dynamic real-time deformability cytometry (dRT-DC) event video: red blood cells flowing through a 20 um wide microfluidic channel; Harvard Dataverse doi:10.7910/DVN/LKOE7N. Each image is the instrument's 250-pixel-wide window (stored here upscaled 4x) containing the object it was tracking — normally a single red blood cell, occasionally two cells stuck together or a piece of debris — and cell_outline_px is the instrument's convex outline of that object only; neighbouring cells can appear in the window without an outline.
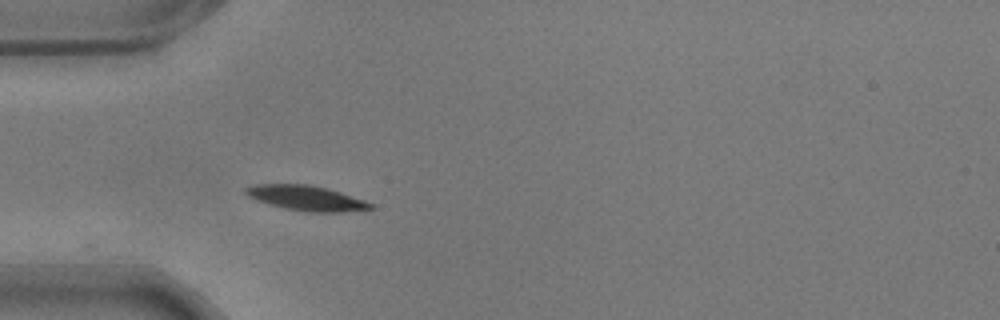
{"species": "common noctule bat (a hibernating species)", "species_latin": "Nyctalus noctula", "temperature_condition": "warm", "stored_images_in_passage": 41, "camera_frame_rate_fps": 3000, "um_per_image_px": 0.085, "animal": {"sex": "male", "body_mass_g": 17.9}, "frame": {"image": 1, "passage_image": 1, "time_ms": 0.0, "image_size_px": [1000, 320], "cell_outline_px": [[376, 208], [340, 212], [308, 212], [284, 208], [268, 204], [256, 200], [248, 196], [244, 192], [244, 188], [256, 184], [308, 184], [328, 188], [376, 204]], "centroid_in_image_um": [26.05, 16.83], "position_along_channel_um": 59.0, "area_um2": 18.32}}
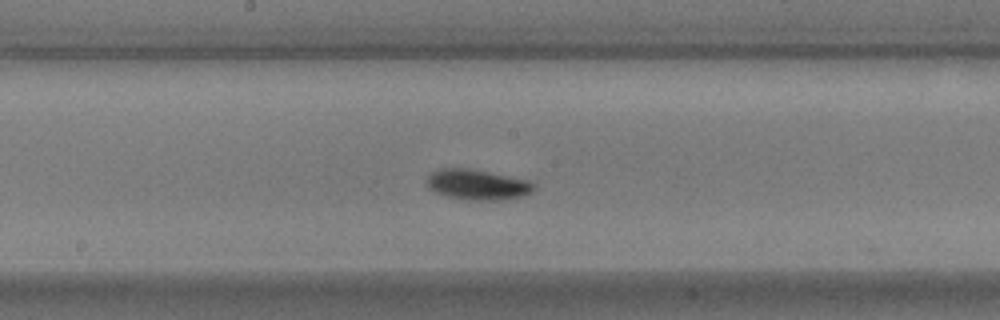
{"frame": {"image": 2, "passage_image": 14, "time_ms": 4.333, "image_size_px": [1000, 320], "cell_outline_px": [[536, 188], [532, 192], [524, 196], [504, 200], [464, 200], [444, 196], [428, 188], [428, 176], [432, 172], [440, 168], [468, 168], [528, 180], [536, 184]], "centroid_in_image_um": [40.6, 15.71], "position_along_channel_um": 207.6, "area_um2": 19.13}}
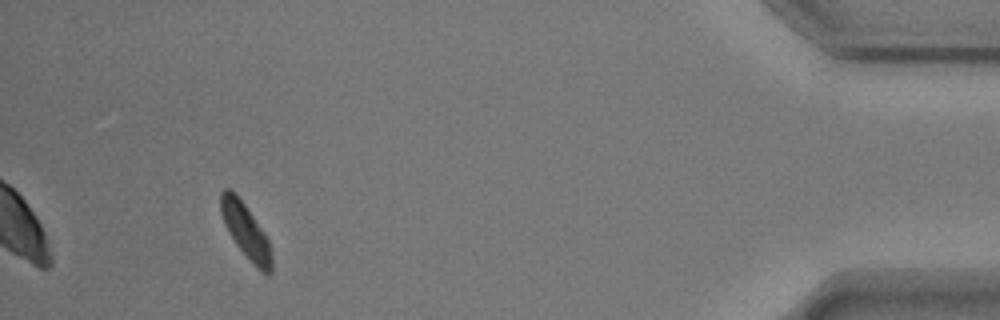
{"frame": {"image": 3, "passage_image": 37, "time_ms": 12.0, "image_size_px": [1000, 320], "cell_outline_px": [[272, 272], [268, 276], [260, 272], [236, 244], [228, 232], [224, 224], [220, 212], [220, 192], [224, 188], [228, 188], [244, 204], [264, 232], [268, 240], [272, 260]], "centroid_in_image_um": [20.88, 19.67], "position_along_channel_um": 414.3, "area_um2": 16.01}, "authors_computed_cell_mechanics": {"area_um2": 17.4556, "velocity_mm_per_s": 3.5176, "shape_relaxation_time_tau1_ms": 5.619, "shape_relaxation_time_tau2_ms": 7.9049, "deformation_change_tau1": 0.219, "deformation_change_tau2": 0.0898}}